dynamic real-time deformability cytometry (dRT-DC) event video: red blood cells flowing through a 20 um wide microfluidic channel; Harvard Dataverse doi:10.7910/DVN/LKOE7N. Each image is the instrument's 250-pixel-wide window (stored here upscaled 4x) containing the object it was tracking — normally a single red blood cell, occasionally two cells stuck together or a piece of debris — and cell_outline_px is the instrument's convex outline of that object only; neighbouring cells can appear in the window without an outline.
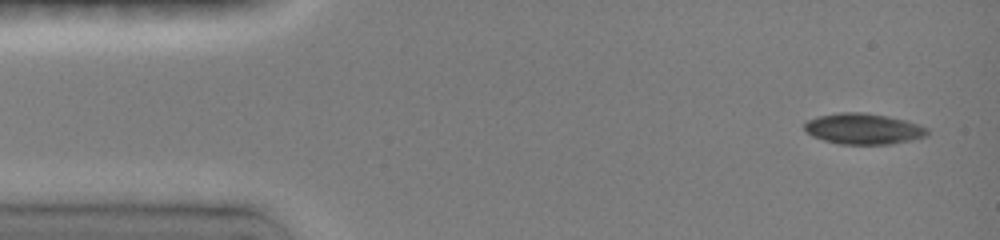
{"species": "common noctule bat (a hibernating species)", "species_latin": "Nyctalus noctula", "temperature_condition": "room temperature", "stored_images_in_passage": 22, "camera_frame_rate_fps": 3000, "um_per_image_px": 0.085, "animal": {"sex": "female", "body_mass_g": 19.0, "forearm_length_mm": 51.5}, "frame": {"image": 1, "passage_image": 2, "time_ms": 0.333, "image_size_px": [1000, 240], "cell_outline_px": [[928, 136], [912, 140], [892, 144], [840, 144], [824, 140], [812, 136], [804, 128], [804, 124], [808, 120], [816, 116], [840, 112], [864, 112], [888, 116], [908, 120], [920, 124], [928, 128]], "centroid_in_image_um": [73.43, 10.94], "position_along_channel_um": 11.6, "area_um2": 22.37}}
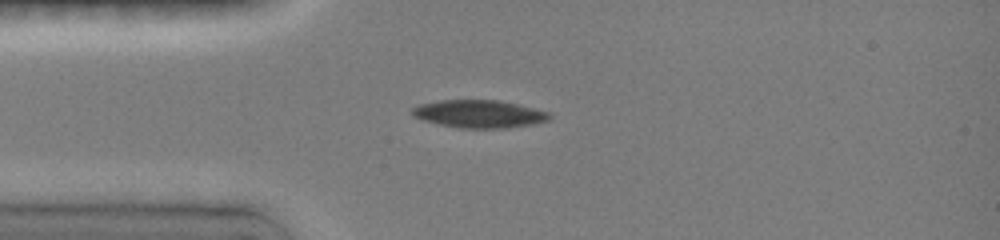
{"frame": {"image": 2, "passage_image": 10, "time_ms": 3.333, "image_size_px": [1000, 240], "cell_outline_px": [[552, 116], [548, 120], [532, 124], [508, 128], [456, 128], [424, 120], [412, 116], [412, 108], [416, 104], [440, 100], [500, 100], [552, 112]], "centroid_in_image_um": [40.73, 9.68], "position_along_channel_um": 44.3, "area_um2": 22.43}}
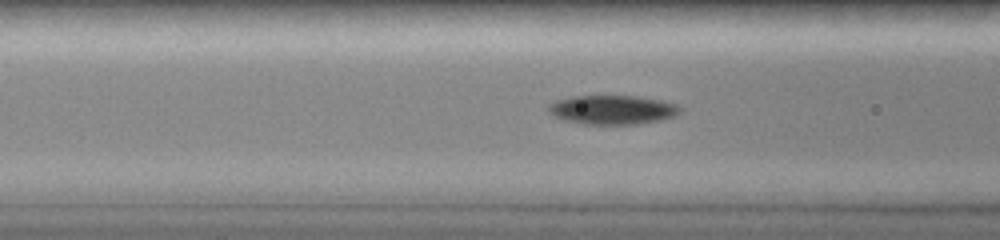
{"frame": {"image": 3, "passage_image": 16, "time_ms": 5.333, "image_size_px": [1000, 240], "cell_outline_px": [[680, 112], [676, 116], [660, 120], [636, 124], [584, 124], [564, 120], [548, 112], [548, 104], [556, 100], [572, 96], [636, 96], [660, 100], [676, 104], [680, 108]], "centroid_in_image_um": [52.04, 9.33], "position_along_channel_um": 114.6, "area_um2": 22.25}}